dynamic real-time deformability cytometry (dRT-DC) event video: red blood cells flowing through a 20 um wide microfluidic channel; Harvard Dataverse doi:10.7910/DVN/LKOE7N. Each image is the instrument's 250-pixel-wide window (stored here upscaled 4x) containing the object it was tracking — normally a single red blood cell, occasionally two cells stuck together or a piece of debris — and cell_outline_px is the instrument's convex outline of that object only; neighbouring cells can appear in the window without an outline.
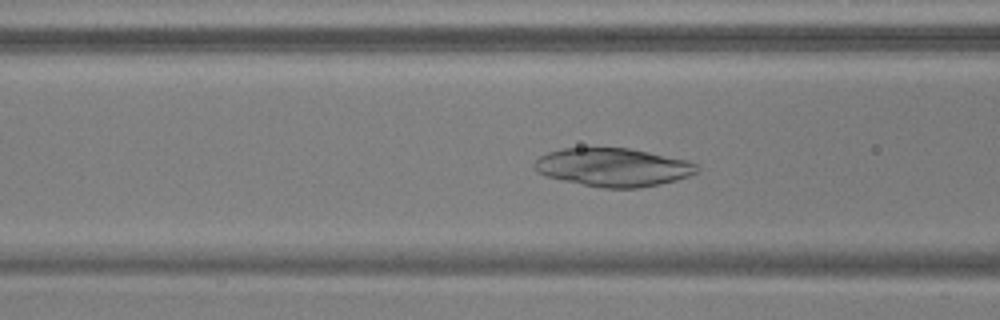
{"species": "common noctule bat (a hibernating species)", "species_latin": "Nyctalus noctula", "temperature_condition": "warm", "stored_images_in_passage": 54, "camera_frame_rate_fps": 3000, "um_per_image_px": 0.085, "animal": {"sex": "male", "body_mass_g": 17.9, "forearm_length_mm": 54.2}, "frame": {"image": 1, "passage_image": 22, "time_ms": 7.0, "image_size_px": [1000, 320], "cell_outline_px": [[700, 168], [696, 172], [688, 176], [676, 180], [660, 184], [640, 188], [604, 188], [564, 180], [548, 176], [536, 172], [532, 168], [532, 164], [540, 156], [548, 152], [564, 148], [628, 148], [688, 160], [696, 164]], "centroid_in_image_um": [52.11, 14.22], "position_along_channel_um": 114.5, "area_um2": 36.13}}
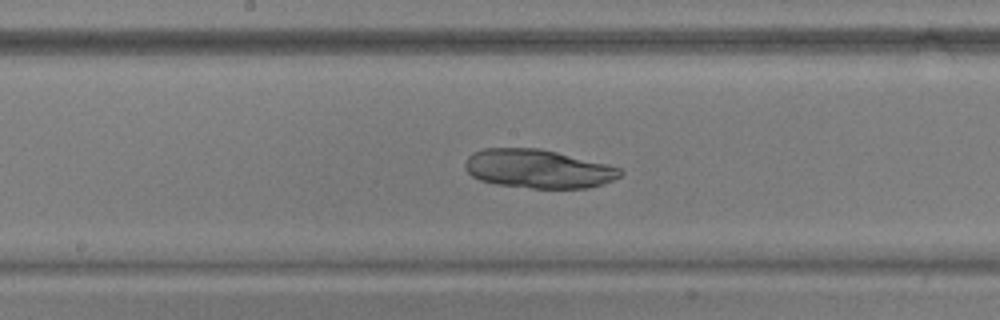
{"frame": {"image": 2, "passage_image": 29, "time_ms": 9.333, "image_size_px": [1000, 320], "cell_outline_px": [[624, 172], [620, 176], [604, 184], [588, 188], [532, 188], [496, 184], [480, 180], [472, 176], [464, 168], [464, 164], [468, 156], [472, 152], [484, 148], [540, 148], [608, 164], [620, 168]], "centroid_in_image_um": [45.73, 14.34], "position_along_channel_um": 202.5, "area_um2": 35.14}}
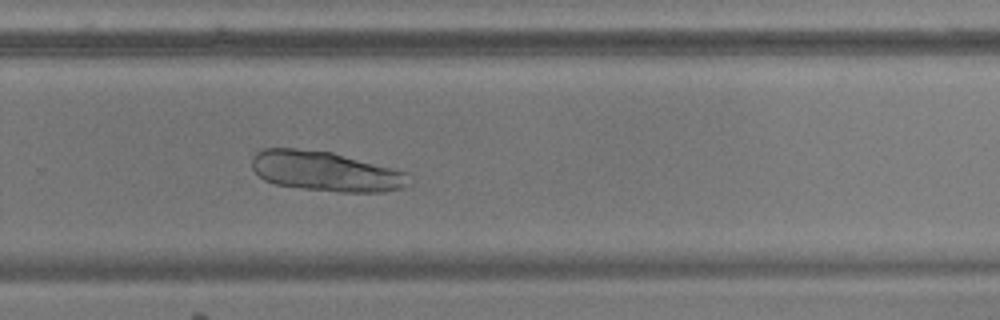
{"frame": {"image": 3, "passage_image": 37, "time_ms": 12.0, "image_size_px": [1000, 320], "cell_outline_px": [[408, 172], [404, 188], [384, 192], [340, 192], [304, 188], [276, 184], [264, 180], [252, 168], [252, 156], [256, 152], [264, 148], [296, 148], [332, 152]], "centroid_in_image_um": [27.65, 14.55], "position_along_channel_um": 302.2, "area_um2": 36.3}}